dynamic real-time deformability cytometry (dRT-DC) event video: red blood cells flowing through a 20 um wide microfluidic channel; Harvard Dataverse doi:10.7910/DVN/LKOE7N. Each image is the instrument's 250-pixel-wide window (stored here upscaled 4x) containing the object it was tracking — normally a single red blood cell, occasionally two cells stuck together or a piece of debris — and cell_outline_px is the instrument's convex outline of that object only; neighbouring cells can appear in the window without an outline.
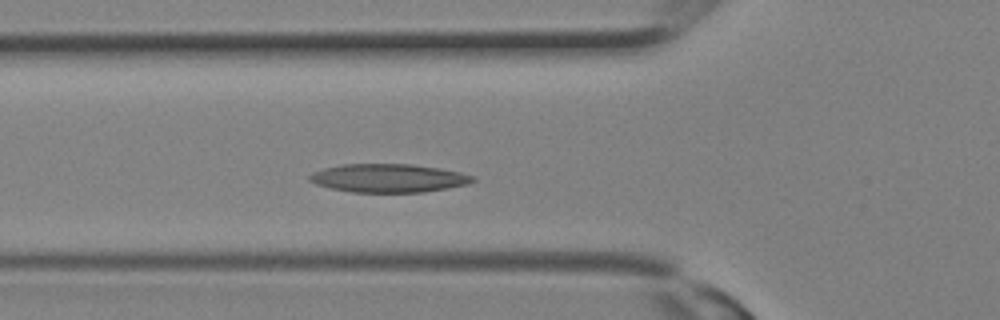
{"species": "Egyptian fruit bat (a non-hibernating species)", "species_latin": "Rousettus aegyptiacus", "temperature_condition": "room temperature", "stored_images_in_passage": 9, "camera_frame_rate_fps": 3000, "um_per_image_px": 0.085, "animal": {"sex": "female"}, "frame": {"image": 1, "passage_image": 7, "time_ms": 2.0, "image_size_px": [1000, 320], "cell_outline_px": [[476, 180], [468, 184], [448, 188], [424, 192], [352, 192], [332, 188], [316, 184], [308, 180], [308, 176], [312, 172], [324, 168], [340, 164], [412, 164], [440, 168], [460, 172], [472, 176]], "centroid_in_image_um": [33.01, 15.13], "position_along_channel_um": 92.8, "area_um2": 27.05}}
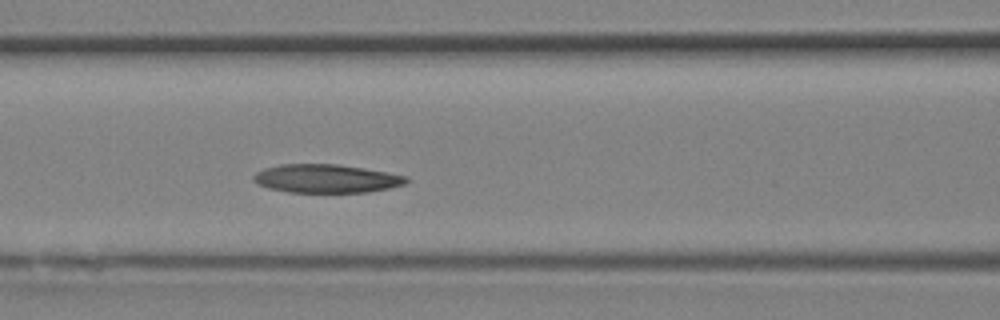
{"frame": {"image": 2, "passage_image": 9, "time_ms": 2.667, "image_size_px": [1000, 320], "cell_outline_px": [[408, 180], [404, 184], [388, 188], [368, 192], [288, 192], [268, 188], [256, 184], [252, 180], [252, 176], [256, 172], [264, 168], [280, 164], [336, 164], [388, 172], [408, 176]], "centroid_in_image_um": [27.68, 15.18], "position_along_channel_um": 138.9, "area_um2": 25.37}}